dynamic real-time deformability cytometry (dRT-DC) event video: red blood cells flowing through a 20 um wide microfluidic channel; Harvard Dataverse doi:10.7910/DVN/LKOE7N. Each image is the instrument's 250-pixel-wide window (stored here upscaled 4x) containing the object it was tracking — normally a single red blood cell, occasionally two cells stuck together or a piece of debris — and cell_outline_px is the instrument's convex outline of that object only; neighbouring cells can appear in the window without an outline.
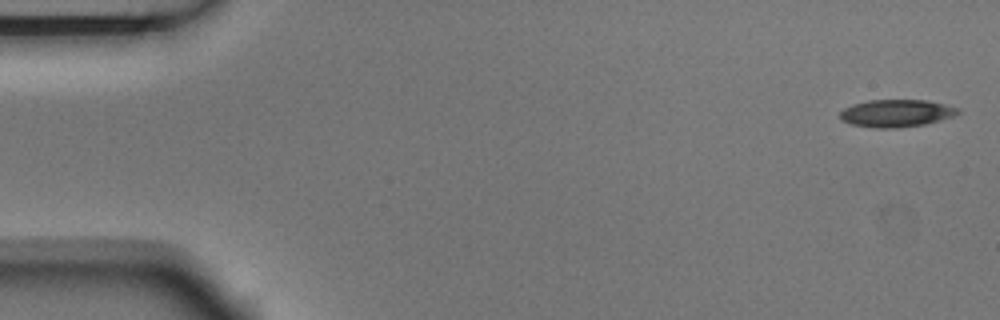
{"species": "Egyptian fruit bat (a non-hibernating species)", "species_latin": "Rousettus aegyptiacus", "temperature_condition": "room temperature", "stored_images_in_passage": 5, "segment_of_instrument_passage": [1, 2], "camera_frame_rate_fps": 3000, "um_per_image_px": 0.085, "animal": {"sex": "male"}, "frame": {"image": 1, "passage_image": 1, "time_ms": 0.0, "image_size_px": [1000, 320], "cell_outline_px": [[960, 112], [952, 116], [940, 120], [924, 124], [900, 128], [872, 128], [852, 124], [840, 120], [840, 112], [844, 108], [852, 104], [868, 100], [928, 100], [960, 108]], "centroid_in_image_um": [76.17, 9.62], "position_along_channel_um": 8.8, "area_um2": 18.96}}
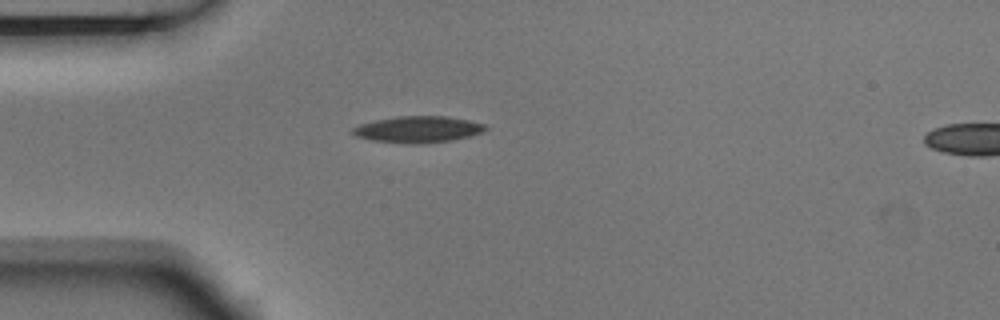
{"frame": {"image": 2, "passage_image": 4, "time_ms": 1.0, "image_size_px": [1000, 320], "cell_outline_px": [[488, 128], [484, 132], [452, 140], [420, 144], [408, 144], [372, 140], [356, 136], [352, 132], [352, 128], [360, 124], [376, 120], [396, 116], [444, 116], [468, 120], [488, 124]], "centroid_in_image_um": [35.56, 11.0], "position_along_channel_um": 49.4, "area_um2": 20.52}}